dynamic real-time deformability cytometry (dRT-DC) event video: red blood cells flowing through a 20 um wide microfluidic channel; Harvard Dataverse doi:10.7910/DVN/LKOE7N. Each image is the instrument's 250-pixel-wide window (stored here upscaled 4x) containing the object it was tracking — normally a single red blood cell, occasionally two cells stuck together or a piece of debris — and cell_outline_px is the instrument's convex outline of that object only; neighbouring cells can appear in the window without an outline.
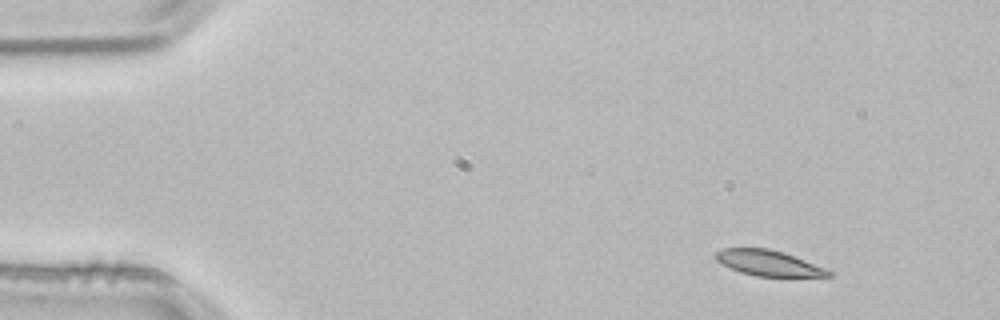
{"species": "common noctule bat (a hibernating species)", "species_latin": "Nyctalus noctula", "temperature_condition": "room temperature", "stored_images_in_passage": 3, "camera_frame_rate_fps": 3000, "um_per_image_px": 0.085, "animal": {"sex": "male", "body_mass_g": 21.5, "forearm_length_mm": 52.0}, "frame": {"image": 1, "passage_image": 1, "time_ms": 0.0, "image_size_px": [1000, 320], "cell_outline_px": [[832, 276], [756, 276], [740, 272], [716, 260], [712, 256], [716, 252], [724, 248], [768, 248], [784, 252], [824, 268], [832, 272]], "centroid_in_image_um": [65.28, 22.35], "position_along_channel_um": 19.7, "area_um2": 16.53}}
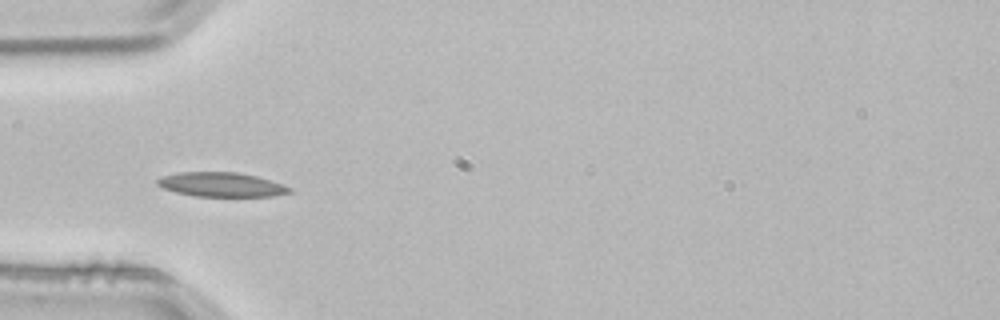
{"frame": {"image": 2, "passage_image": 3, "time_ms": 0.667, "image_size_px": [1000, 320], "cell_outline_px": [[292, 192], [272, 196], [196, 196], [176, 192], [164, 188], [156, 184], [156, 180], [164, 176], [180, 172], [236, 172], [256, 176], [292, 188]], "centroid_in_image_um": [18.8, 15.69], "position_along_channel_um": 66.2, "area_um2": 18.44}}